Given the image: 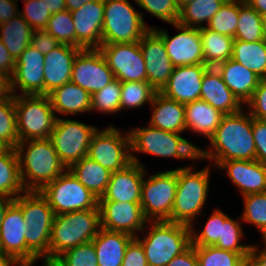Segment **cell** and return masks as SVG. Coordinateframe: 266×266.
<instances>
[{"label": "cell", "mask_w": 266, "mask_h": 266, "mask_svg": "<svg viewBox=\"0 0 266 266\" xmlns=\"http://www.w3.org/2000/svg\"><path fill=\"white\" fill-rule=\"evenodd\" d=\"M245 109L224 115L209 139L207 154L214 168L228 160H256L252 116Z\"/></svg>", "instance_id": "cell-1"}, {"label": "cell", "mask_w": 266, "mask_h": 266, "mask_svg": "<svg viewBox=\"0 0 266 266\" xmlns=\"http://www.w3.org/2000/svg\"><path fill=\"white\" fill-rule=\"evenodd\" d=\"M15 150L25 191L40 192L67 169L49 138L21 141Z\"/></svg>", "instance_id": "cell-2"}, {"label": "cell", "mask_w": 266, "mask_h": 266, "mask_svg": "<svg viewBox=\"0 0 266 266\" xmlns=\"http://www.w3.org/2000/svg\"><path fill=\"white\" fill-rule=\"evenodd\" d=\"M211 168L208 165L198 171L192 163L177 167V190L170 222L191 226L196 224L198 215H203L209 197Z\"/></svg>", "instance_id": "cell-3"}, {"label": "cell", "mask_w": 266, "mask_h": 266, "mask_svg": "<svg viewBox=\"0 0 266 266\" xmlns=\"http://www.w3.org/2000/svg\"><path fill=\"white\" fill-rule=\"evenodd\" d=\"M140 234L143 237L138 235L136 239L144 249L148 266H166L191 246L190 226L183 224L148 221Z\"/></svg>", "instance_id": "cell-4"}, {"label": "cell", "mask_w": 266, "mask_h": 266, "mask_svg": "<svg viewBox=\"0 0 266 266\" xmlns=\"http://www.w3.org/2000/svg\"><path fill=\"white\" fill-rule=\"evenodd\" d=\"M100 228L98 206L55 215L49 243V260H55L68 249L92 241Z\"/></svg>", "instance_id": "cell-5"}, {"label": "cell", "mask_w": 266, "mask_h": 266, "mask_svg": "<svg viewBox=\"0 0 266 266\" xmlns=\"http://www.w3.org/2000/svg\"><path fill=\"white\" fill-rule=\"evenodd\" d=\"M14 202L22 209L27 229V248L38 258L49 260V243L55 217L47 199L39 191H25Z\"/></svg>", "instance_id": "cell-6"}, {"label": "cell", "mask_w": 266, "mask_h": 266, "mask_svg": "<svg viewBox=\"0 0 266 266\" xmlns=\"http://www.w3.org/2000/svg\"><path fill=\"white\" fill-rule=\"evenodd\" d=\"M102 44L139 42L151 29L145 24L144 13L128 0H104Z\"/></svg>", "instance_id": "cell-7"}, {"label": "cell", "mask_w": 266, "mask_h": 266, "mask_svg": "<svg viewBox=\"0 0 266 266\" xmlns=\"http://www.w3.org/2000/svg\"><path fill=\"white\" fill-rule=\"evenodd\" d=\"M14 102L19 142L49 138L58 116L48 95H14Z\"/></svg>", "instance_id": "cell-8"}, {"label": "cell", "mask_w": 266, "mask_h": 266, "mask_svg": "<svg viewBox=\"0 0 266 266\" xmlns=\"http://www.w3.org/2000/svg\"><path fill=\"white\" fill-rule=\"evenodd\" d=\"M145 171L141 201L148 221H169L177 190V168L149 174ZM146 178V179H145Z\"/></svg>", "instance_id": "cell-9"}, {"label": "cell", "mask_w": 266, "mask_h": 266, "mask_svg": "<svg viewBox=\"0 0 266 266\" xmlns=\"http://www.w3.org/2000/svg\"><path fill=\"white\" fill-rule=\"evenodd\" d=\"M97 129L91 124L58 115L49 139L67 169L87 156L91 138Z\"/></svg>", "instance_id": "cell-10"}, {"label": "cell", "mask_w": 266, "mask_h": 266, "mask_svg": "<svg viewBox=\"0 0 266 266\" xmlns=\"http://www.w3.org/2000/svg\"><path fill=\"white\" fill-rule=\"evenodd\" d=\"M40 193L47 199L55 215L94 209L98 206V198L83 186L69 169L47 184Z\"/></svg>", "instance_id": "cell-11"}, {"label": "cell", "mask_w": 266, "mask_h": 266, "mask_svg": "<svg viewBox=\"0 0 266 266\" xmlns=\"http://www.w3.org/2000/svg\"><path fill=\"white\" fill-rule=\"evenodd\" d=\"M87 157L111 173L124 169L131 161L128 130L111 125L93 134Z\"/></svg>", "instance_id": "cell-12"}, {"label": "cell", "mask_w": 266, "mask_h": 266, "mask_svg": "<svg viewBox=\"0 0 266 266\" xmlns=\"http://www.w3.org/2000/svg\"><path fill=\"white\" fill-rule=\"evenodd\" d=\"M179 31L170 37L166 29L150 26L162 39L174 67L204 64L200 29L172 24Z\"/></svg>", "instance_id": "cell-13"}, {"label": "cell", "mask_w": 266, "mask_h": 266, "mask_svg": "<svg viewBox=\"0 0 266 266\" xmlns=\"http://www.w3.org/2000/svg\"><path fill=\"white\" fill-rule=\"evenodd\" d=\"M99 50L115 79L121 82L147 81L145 61L139 42L102 44Z\"/></svg>", "instance_id": "cell-14"}, {"label": "cell", "mask_w": 266, "mask_h": 266, "mask_svg": "<svg viewBox=\"0 0 266 266\" xmlns=\"http://www.w3.org/2000/svg\"><path fill=\"white\" fill-rule=\"evenodd\" d=\"M127 130L130 136L132 162L146 167L145 164L141 163L138 155H135L136 153L154 155L164 159L176 158V146L182 134L157 129L149 124L145 127H132Z\"/></svg>", "instance_id": "cell-15"}, {"label": "cell", "mask_w": 266, "mask_h": 266, "mask_svg": "<svg viewBox=\"0 0 266 266\" xmlns=\"http://www.w3.org/2000/svg\"><path fill=\"white\" fill-rule=\"evenodd\" d=\"M115 79L99 48L81 49L73 63L71 82L91 95Z\"/></svg>", "instance_id": "cell-16"}, {"label": "cell", "mask_w": 266, "mask_h": 266, "mask_svg": "<svg viewBox=\"0 0 266 266\" xmlns=\"http://www.w3.org/2000/svg\"><path fill=\"white\" fill-rule=\"evenodd\" d=\"M26 229L22 209L13 202L0 226V252L15 257L24 266H34L39 259L26 246Z\"/></svg>", "instance_id": "cell-17"}, {"label": "cell", "mask_w": 266, "mask_h": 266, "mask_svg": "<svg viewBox=\"0 0 266 266\" xmlns=\"http://www.w3.org/2000/svg\"><path fill=\"white\" fill-rule=\"evenodd\" d=\"M100 227L136 238L146 226L140 203L98 201Z\"/></svg>", "instance_id": "cell-18"}, {"label": "cell", "mask_w": 266, "mask_h": 266, "mask_svg": "<svg viewBox=\"0 0 266 266\" xmlns=\"http://www.w3.org/2000/svg\"><path fill=\"white\" fill-rule=\"evenodd\" d=\"M44 57L31 45L18 57L9 78L13 95H44Z\"/></svg>", "instance_id": "cell-19"}, {"label": "cell", "mask_w": 266, "mask_h": 266, "mask_svg": "<svg viewBox=\"0 0 266 266\" xmlns=\"http://www.w3.org/2000/svg\"><path fill=\"white\" fill-rule=\"evenodd\" d=\"M139 45L145 61L147 82L160 92L174 69L163 39L153 29H149L139 41Z\"/></svg>", "instance_id": "cell-20"}, {"label": "cell", "mask_w": 266, "mask_h": 266, "mask_svg": "<svg viewBox=\"0 0 266 266\" xmlns=\"http://www.w3.org/2000/svg\"><path fill=\"white\" fill-rule=\"evenodd\" d=\"M104 0H93L71 12L75 28V47L99 48L102 45Z\"/></svg>", "instance_id": "cell-21"}, {"label": "cell", "mask_w": 266, "mask_h": 266, "mask_svg": "<svg viewBox=\"0 0 266 266\" xmlns=\"http://www.w3.org/2000/svg\"><path fill=\"white\" fill-rule=\"evenodd\" d=\"M208 68L205 64L174 67L160 93L184 105L199 100L202 77Z\"/></svg>", "instance_id": "cell-22"}, {"label": "cell", "mask_w": 266, "mask_h": 266, "mask_svg": "<svg viewBox=\"0 0 266 266\" xmlns=\"http://www.w3.org/2000/svg\"><path fill=\"white\" fill-rule=\"evenodd\" d=\"M214 169L225 171L242 196L266 192V165L257 160H228Z\"/></svg>", "instance_id": "cell-23"}, {"label": "cell", "mask_w": 266, "mask_h": 266, "mask_svg": "<svg viewBox=\"0 0 266 266\" xmlns=\"http://www.w3.org/2000/svg\"><path fill=\"white\" fill-rule=\"evenodd\" d=\"M146 169L131 162L124 169L113 172L105 194L98 201L140 203Z\"/></svg>", "instance_id": "cell-24"}, {"label": "cell", "mask_w": 266, "mask_h": 266, "mask_svg": "<svg viewBox=\"0 0 266 266\" xmlns=\"http://www.w3.org/2000/svg\"><path fill=\"white\" fill-rule=\"evenodd\" d=\"M81 48L60 44L44 57V95L71 81L74 60Z\"/></svg>", "instance_id": "cell-25"}, {"label": "cell", "mask_w": 266, "mask_h": 266, "mask_svg": "<svg viewBox=\"0 0 266 266\" xmlns=\"http://www.w3.org/2000/svg\"><path fill=\"white\" fill-rule=\"evenodd\" d=\"M200 100L206 101L224 115L236 113L244 108L215 67H209L202 77Z\"/></svg>", "instance_id": "cell-26"}, {"label": "cell", "mask_w": 266, "mask_h": 266, "mask_svg": "<svg viewBox=\"0 0 266 266\" xmlns=\"http://www.w3.org/2000/svg\"><path fill=\"white\" fill-rule=\"evenodd\" d=\"M149 107L152 109L151 118L148 119L151 127L177 134H183L186 131L184 104L157 92Z\"/></svg>", "instance_id": "cell-27"}, {"label": "cell", "mask_w": 266, "mask_h": 266, "mask_svg": "<svg viewBox=\"0 0 266 266\" xmlns=\"http://www.w3.org/2000/svg\"><path fill=\"white\" fill-rule=\"evenodd\" d=\"M215 68L220 73L224 83L245 106L252 98L254 90L258 87L260 78L252 70L232 58L217 65Z\"/></svg>", "instance_id": "cell-28"}, {"label": "cell", "mask_w": 266, "mask_h": 266, "mask_svg": "<svg viewBox=\"0 0 266 266\" xmlns=\"http://www.w3.org/2000/svg\"><path fill=\"white\" fill-rule=\"evenodd\" d=\"M48 97L55 114L60 116L91 112V94L71 81L53 90Z\"/></svg>", "instance_id": "cell-29"}, {"label": "cell", "mask_w": 266, "mask_h": 266, "mask_svg": "<svg viewBox=\"0 0 266 266\" xmlns=\"http://www.w3.org/2000/svg\"><path fill=\"white\" fill-rule=\"evenodd\" d=\"M134 237L100 228L92 242L95 247L98 266H121L126 247Z\"/></svg>", "instance_id": "cell-30"}, {"label": "cell", "mask_w": 266, "mask_h": 266, "mask_svg": "<svg viewBox=\"0 0 266 266\" xmlns=\"http://www.w3.org/2000/svg\"><path fill=\"white\" fill-rule=\"evenodd\" d=\"M223 116L224 114L219 110L200 99L185 104L186 131L209 140L220 125Z\"/></svg>", "instance_id": "cell-31"}, {"label": "cell", "mask_w": 266, "mask_h": 266, "mask_svg": "<svg viewBox=\"0 0 266 266\" xmlns=\"http://www.w3.org/2000/svg\"><path fill=\"white\" fill-rule=\"evenodd\" d=\"M69 170L96 198L105 194L112 173L98 162L86 156L74 163Z\"/></svg>", "instance_id": "cell-32"}, {"label": "cell", "mask_w": 266, "mask_h": 266, "mask_svg": "<svg viewBox=\"0 0 266 266\" xmlns=\"http://www.w3.org/2000/svg\"><path fill=\"white\" fill-rule=\"evenodd\" d=\"M33 31L20 14L0 24V40L15 61L30 45Z\"/></svg>", "instance_id": "cell-33"}, {"label": "cell", "mask_w": 266, "mask_h": 266, "mask_svg": "<svg viewBox=\"0 0 266 266\" xmlns=\"http://www.w3.org/2000/svg\"><path fill=\"white\" fill-rule=\"evenodd\" d=\"M226 0H189L179 7L177 23L186 27H206ZM206 23V24H205Z\"/></svg>", "instance_id": "cell-34"}, {"label": "cell", "mask_w": 266, "mask_h": 266, "mask_svg": "<svg viewBox=\"0 0 266 266\" xmlns=\"http://www.w3.org/2000/svg\"><path fill=\"white\" fill-rule=\"evenodd\" d=\"M204 64L216 67L232 57L234 38L217 33L207 27L200 28Z\"/></svg>", "instance_id": "cell-35"}, {"label": "cell", "mask_w": 266, "mask_h": 266, "mask_svg": "<svg viewBox=\"0 0 266 266\" xmlns=\"http://www.w3.org/2000/svg\"><path fill=\"white\" fill-rule=\"evenodd\" d=\"M231 58L252 70L259 78L266 76V44L262 40H234Z\"/></svg>", "instance_id": "cell-36"}, {"label": "cell", "mask_w": 266, "mask_h": 266, "mask_svg": "<svg viewBox=\"0 0 266 266\" xmlns=\"http://www.w3.org/2000/svg\"><path fill=\"white\" fill-rule=\"evenodd\" d=\"M25 192L19 171V161L15 148L0 154V194L11 199Z\"/></svg>", "instance_id": "cell-37"}, {"label": "cell", "mask_w": 266, "mask_h": 266, "mask_svg": "<svg viewBox=\"0 0 266 266\" xmlns=\"http://www.w3.org/2000/svg\"><path fill=\"white\" fill-rule=\"evenodd\" d=\"M262 16L239 0V19L234 40L255 42L263 38Z\"/></svg>", "instance_id": "cell-38"}, {"label": "cell", "mask_w": 266, "mask_h": 266, "mask_svg": "<svg viewBox=\"0 0 266 266\" xmlns=\"http://www.w3.org/2000/svg\"><path fill=\"white\" fill-rule=\"evenodd\" d=\"M157 91L147 82H121L120 112L150 106Z\"/></svg>", "instance_id": "cell-39"}, {"label": "cell", "mask_w": 266, "mask_h": 266, "mask_svg": "<svg viewBox=\"0 0 266 266\" xmlns=\"http://www.w3.org/2000/svg\"><path fill=\"white\" fill-rule=\"evenodd\" d=\"M238 219L240 220L238 221ZM238 219L235 220L231 216H228L224 220L221 237H219L218 242L214 246L219 249L239 253L243 258H246L249 256L252 244H241V240L244 239V229L241 218Z\"/></svg>", "instance_id": "cell-40"}, {"label": "cell", "mask_w": 266, "mask_h": 266, "mask_svg": "<svg viewBox=\"0 0 266 266\" xmlns=\"http://www.w3.org/2000/svg\"><path fill=\"white\" fill-rule=\"evenodd\" d=\"M229 215L221 209L215 208L207 218L204 228L196 231L195 224L190 226L191 245L193 246H214L221 237L222 224Z\"/></svg>", "instance_id": "cell-41"}, {"label": "cell", "mask_w": 266, "mask_h": 266, "mask_svg": "<svg viewBox=\"0 0 266 266\" xmlns=\"http://www.w3.org/2000/svg\"><path fill=\"white\" fill-rule=\"evenodd\" d=\"M239 19V0H226L210 19L207 28L217 33L235 37Z\"/></svg>", "instance_id": "cell-42"}, {"label": "cell", "mask_w": 266, "mask_h": 266, "mask_svg": "<svg viewBox=\"0 0 266 266\" xmlns=\"http://www.w3.org/2000/svg\"><path fill=\"white\" fill-rule=\"evenodd\" d=\"M121 81L113 79L103 89L91 95V112L117 114L120 112Z\"/></svg>", "instance_id": "cell-43"}, {"label": "cell", "mask_w": 266, "mask_h": 266, "mask_svg": "<svg viewBox=\"0 0 266 266\" xmlns=\"http://www.w3.org/2000/svg\"><path fill=\"white\" fill-rule=\"evenodd\" d=\"M0 140L11 148L19 143L14 95L0 98Z\"/></svg>", "instance_id": "cell-44"}, {"label": "cell", "mask_w": 266, "mask_h": 266, "mask_svg": "<svg viewBox=\"0 0 266 266\" xmlns=\"http://www.w3.org/2000/svg\"><path fill=\"white\" fill-rule=\"evenodd\" d=\"M243 212L241 220L250 223L262 235L266 231V192L242 196Z\"/></svg>", "instance_id": "cell-45"}, {"label": "cell", "mask_w": 266, "mask_h": 266, "mask_svg": "<svg viewBox=\"0 0 266 266\" xmlns=\"http://www.w3.org/2000/svg\"><path fill=\"white\" fill-rule=\"evenodd\" d=\"M199 266H237L244 258L236 252L215 246H194Z\"/></svg>", "instance_id": "cell-46"}, {"label": "cell", "mask_w": 266, "mask_h": 266, "mask_svg": "<svg viewBox=\"0 0 266 266\" xmlns=\"http://www.w3.org/2000/svg\"><path fill=\"white\" fill-rule=\"evenodd\" d=\"M45 30L56 38L60 44L75 47V28L70 11L64 10L52 14Z\"/></svg>", "instance_id": "cell-47"}, {"label": "cell", "mask_w": 266, "mask_h": 266, "mask_svg": "<svg viewBox=\"0 0 266 266\" xmlns=\"http://www.w3.org/2000/svg\"><path fill=\"white\" fill-rule=\"evenodd\" d=\"M55 261L60 266H98V259L92 241L68 249L59 255Z\"/></svg>", "instance_id": "cell-48"}, {"label": "cell", "mask_w": 266, "mask_h": 266, "mask_svg": "<svg viewBox=\"0 0 266 266\" xmlns=\"http://www.w3.org/2000/svg\"><path fill=\"white\" fill-rule=\"evenodd\" d=\"M137 6L167 24L177 23L179 5L175 0H132Z\"/></svg>", "instance_id": "cell-49"}, {"label": "cell", "mask_w": 266, "mask_h": 266, "mask_svg": "<svg viewBox=\"0 0 266 266\" xmlns=\"http://www.w3.org/2000/svg\"><path fill=\"white\" fill-rule=\"evenodd\" d=\"M23 4L24 10H20L19 14L30 27L33 30L45 29L52 14L47 10L42 0H27Z\"/></svg>", "instance_id": "cell-50"}, {"label": "cell", "mask_w": 266, "mask_h": 266, "mask_svg": "<svg viewBox=\"0 0 266 266\" xmlns=\"http://www.w3.org/2000/svg\"><path fill=\"white\" fill-rule=\"evenodd\" d=\"M245 105L252 117L266 120V76L260 78L252 98Z\"/></svg>", "instance_id": "cell-51"}, {"label": "cell", "mask_w": 266, "mask_h": 266, "mask_svg": "<svg viewBox=\"0 0 266 266\" xmlns=\"http://www.w3.org/2000/svg\"><path fill=\"white\" fill-rule=\"evenodd\" d=\"M176 159L179 160H197L203 161L208 159V154H207V148H200V146H197L193 144L191 141L188 139L184 138L183 136L178 140L177 146H176Z\"/></svg>", "instance_id": "cell-52"}, {"label": "cell", "mask_w": 266, "mask_h": 266, "mask_svg": "<svg viewBox=\"0 0 266 266\" xmlns=\"http://www.w3.org/2000/svg\"><path fill=\"white\" fill-rule=\"evenodd\" d=\"M252 132L256 147V160L266 165V120L252 117Z\"/></svg>", "instance_id": "cell-53"}, {"label": "cell", "mask_w": 266, "mask_h": 266, "mask_svg": "<svg viewBox=\"0 0 266 266\" xmlns=\"http://www.w3.org/2000/svg\"><path fill=\"white\" fill-rule=\"evenodd\" d=\"M121 266H148L144 249L136 238H133L126 247Z\"/></svg>", "instance_id": "cell-54"}, {"label": "cell", "mask_w": 266, "mask_h": 266, "mask_svg": "<svg viewBox=\"0 0 266 266\" xmlns=\"http://www.w3.org/2000/svg\"><path fill=\"white\" fill-rule=\"evenodd\" d=\"M30 45L40 53L47 54L60 45V42L45 29L34 30Z\"/></svg>", "instance_id": "cell-55"}, {"label": "cell", "mask_w": 266, "mask_h": 266, "mask_svg": "<svg viewBox=\"0 0 266 266\" xmlns=\"http://www.w3.org/2000/svg\"><path fill=\"white\" fill-rule=\"evenodd\" d=\"M166 266H199L194 246L175 256Z\"/></svg>", "instance_id": "cell-56"}, {"label": "cell", "mask_w": 266, "mask_h": 266, "mask_svg": "<svg viewBox=\"0 0 266 266\" xmlns=\"http://www.w3.org/2000/svg\"><path fill=\"white\" fill-rule=\"evenodd\" d=\"M14 68L15 60L0 40V72L10 78L13 75Z\"/></svg>", "instance_id": "cell-57"}, {"label": "cell", "mask_w": 266, "mask_h": 266, "mask_svg": "<svg viewBox=\"0 0 266 266\" xmlns=\"http://www.w3.org/2000/svg\"><path fill=\"white\" fill-rule=\"evenodd\" d=\"M18 4L14 0H0V24L19 14Z\"/></svg>", "instance_id": "cell-58"}, {"label": "cell", "mask_w": 266, "mask_h": 266, "mask_svg": "<svg viewBox=\"0 0 266 266\" xmlns=\"http://www.w3.org/2000/svg\"><path fill=\"white\" fill-rule=\"evenodd\" d=\"M257 244L251 246L249 258L254 266H266V250L259 248Z\"/></svg>", "instance_id": "cell-59"}, {"label": "cell", "mask_w": 266, "mask_h": 266, "mask_svg": "<svg viewBox=\"0 0 266 266\" xmlns=\"http://www.w3.org/2000/svg\"><path fill=\"white\" fill-rule=\"evenodd\" d=\"M42 2L51 14L66 10L65 0H42Z\"/></svg>", "instance_id": "cell-60"}, {"label": "cell", "mask_w": 266, "mask_h": 266, "mask_svg": "<svg viewBox=\"0 0 266 266\" xmlns=\"http://www.w3.org/2000/svg\"><path fill=\"white\" fill-rule=\"evenodd\" d=\"M243 2L254 8L262 17H266V0H243Z\"/></svg>", "instance_id": "cell-61"}, {"label": "cell", "mask_w": 266, "mask_h": 266, "mask_svg": "<svg viewBox=\"0 0 266 266\" xmlns=\"http://www.w3.org/2000/svg\"><path fill=\"white\" fill-rule=\"evenodd\" d=\"M11 94L10 79L0 72V98Z\"/></svg>", "instance_id": "cell-62"}, {"label": "cell", "mask_w": 266, "mask_h": 266, "mask_svg": "<svg viewBox=\"0 0 266 266\" xmlns=\"http://www.w3.org/2000/svg\"><path fill=\"white\" fill-rule=\"evenodd\" d=\"M14 202V199L3 196L0 194V226L4 219L7 208Z\"/></svg>", "instance_id": "cell-63"}, {"label": "cell", "mask_w": 266, "mask_h": 266, "mask_svg": "<svg viewBox=\"0 0 266 266\" xmlns=\"http://www.w3.org/2000/svg\"><path fill=\"white\" fill-rule=\"evenodd\" d=\"M0 266H24L15 257L0 252Z\"/></svg>", "instance_id": "cell-64"}, {"label": "cell", "mask_w": 266, "mask_h": 266, "mask_svg": "<svg viewBox=\"0 0 266 266\" xmlns=\"http://www.w3.org/2000/svg\"><path fill=\"white\" fill-rule=\"evenodd\" d=\"M93 0H65L66 10L72 12L79 9L83 4Z\"/></svg>", "instance_id": "cell-65"}, {"label": "cell", "mask_w": 266, "mask_h": 266, "mask_svg": "<svg viewBox=\"0 0 266 266\" xmlns=\"http://www.w3.org/2000/svg\"><path fill=\"white\" fill-rule=\"evenodd\" d=\"M11 147L5 142L0 140V154L7 153Z\"/></svg>", "instance_id": "cell-66"}, {"label": "cell", "mask_w": 266, "mask_h": 266, "mask_svg": "<svg viewBox=\"0 0 266 266\" xmlns=\"http://www.w3.org/2000/svg\"><path fill=\"white\" fill-rule=\"evenodd\" d=\"M42 266H60L55 260L42 259Z\"/></svg>", "instance_id": "cell-67"}, {"label": "cell", "mask_w": 266, "mask_h": 266, "mask_svg": "<svg viewBox=\"0 0 266 266\" xmlns=\"http://www.w3.org/2000/svg\"><path fill=\"white\" fill-rule=\"evenodd\" d=\"M237 266H254L252 260L248 257L244 258Z\"/></svg>", "instance_id": "cell-68"}, {"label": "cell", "mask_w": 266, "mask_h": 266, "mask_svg": "<svg viewBox=\"0 0 266 266\" xmlns=\"http://www.w3.org/2000/svg\"><path fill=\"white\" fill-rule=\"evenodd\" d=\"M262 26H263V38H262V41L266 44V17L262 18Z\"/></svg>", "instance_id": "cell-69"}, {"label": "cell", "mask_w": 266, "mask_h": 266, "mask_svg": "<svg viewBox=\"0 0 266 266\" xmlns=\"http://www.w3.org/2000/svg\"><path fill=\"white\" fill-rule=\"evenodd\" d=\"M260 236H262L261 238V240H263V242H264V244H263V249L264 250H266V231L262 234V235H260Z\"/></svg>", "instance_id": "cell-70"}, {"label": "cell", "mask_w": 266, "mask_h": 266, "mask_svg": "<svg viewBox=\"0 0 266 266\" xmlns=\"http://www.w3.org/2000/svg\"><path fill=\"white\" fill-rule=\"evenodd\" d=\"M186 1H189V0H175V2L181 6L183 3H185Z\"/></svg>", "instance_id": "cell-71"}]
</instances>
